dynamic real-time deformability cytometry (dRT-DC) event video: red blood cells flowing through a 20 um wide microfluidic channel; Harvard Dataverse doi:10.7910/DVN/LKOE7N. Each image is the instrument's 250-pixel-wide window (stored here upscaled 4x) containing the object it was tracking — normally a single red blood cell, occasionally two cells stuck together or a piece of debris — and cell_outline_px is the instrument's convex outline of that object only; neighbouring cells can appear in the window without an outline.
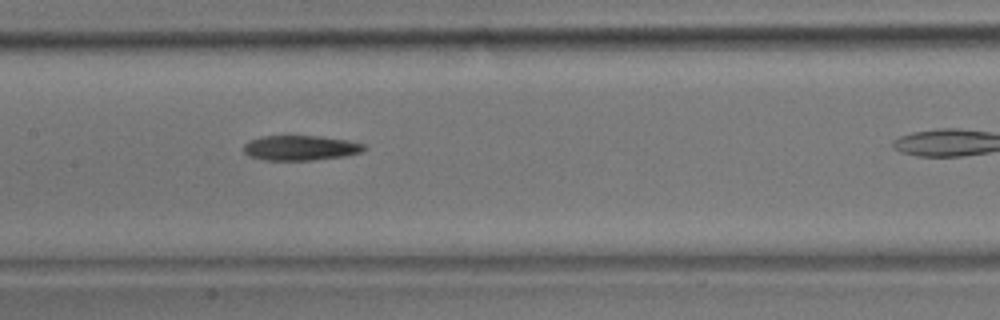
{"species": "common noctule bat (a hibernating species)", "species_latin": "Nyctalus noctula", "temperature_condition": "room temperature", "stored_images_in_passage": 21, "camera_frame_rate_fps": 3000, "um_per_image_px": 0.085, "animal": {"sex": "male", "body_mass_g": 17.9}, "frame": {"image": 1, "passage_image": 12, "time_ms": 3.667, "image_size_px": [1000, 320], "cell_outline_px": [[368, 148], [360, 152], [344, 156], [312, 160], [264, 160], [248, 156], [244, 152], [244, 144], [260, 136], [320, 136], [348, 140], [364, 144]], "centroid_in_image_um": [25.54, 12.57], "position_along_channel_um": 181.9, "area_um2": 17.51}}